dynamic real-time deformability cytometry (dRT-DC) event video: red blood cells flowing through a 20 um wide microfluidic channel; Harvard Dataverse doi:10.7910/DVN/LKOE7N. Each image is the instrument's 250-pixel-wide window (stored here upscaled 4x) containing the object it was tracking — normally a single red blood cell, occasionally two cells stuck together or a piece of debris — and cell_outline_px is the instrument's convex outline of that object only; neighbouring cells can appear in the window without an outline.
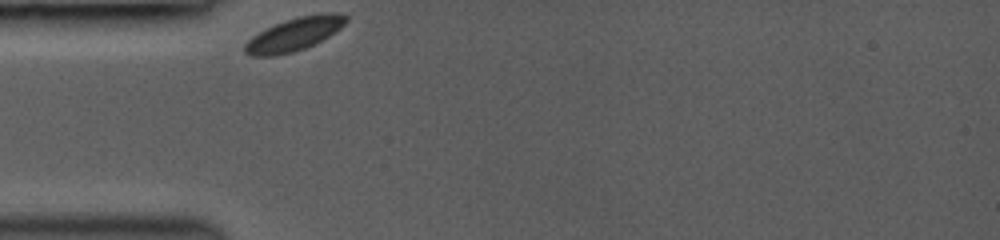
{"species": "common noctule bat (a hibernating species)", "species_latin": "Nyctalus noctula", "temperature_condition": "room temperature", "stored_images_in_passage": 4, "camera_frame_rate_fps": 3000, "um_per_image_px": 0.085, "animal": {"sex": "female", "body_mass_g": 19.0, "forearm_length_mm": 53.3}, "frame": {"image": 1, "passage_image": 1, "time_ms": 0.0, "image_size_px": [1000, 240], "cell_outline_px": [[348, 20], [340, 28], [328, 36], [304, 48], [292, 52], [276, 56], [252, 56], [244, 52], [244, 44], [252, 36], [284, 20], [300, 16], [328, 12], [332, 12], [348, 16]], "centroid_in_image_um": [25.0, 2.91], "position_along_channel_um": 60.0, "area_um2": 19.19}}
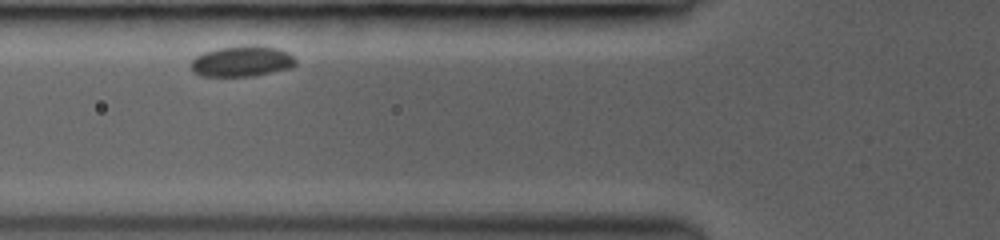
{"frame": {"image": 2, "passage_image": 3, "time_ms": 1.333, "image_size_px": [1000, 240], "cell_outline_px": [[296, 64], [292, 68], [252, 76], [200, 76], [192, 72], [192, 60], [196, 56], [204, 52], [216, 48], [244, 44], [256, 44], [280, 48], [288, 52], [296, 60]], "centroid_in_image_um": [20.59, 5.18], "position_along_channel_um": 105.2, "area_um2": 19.19}}